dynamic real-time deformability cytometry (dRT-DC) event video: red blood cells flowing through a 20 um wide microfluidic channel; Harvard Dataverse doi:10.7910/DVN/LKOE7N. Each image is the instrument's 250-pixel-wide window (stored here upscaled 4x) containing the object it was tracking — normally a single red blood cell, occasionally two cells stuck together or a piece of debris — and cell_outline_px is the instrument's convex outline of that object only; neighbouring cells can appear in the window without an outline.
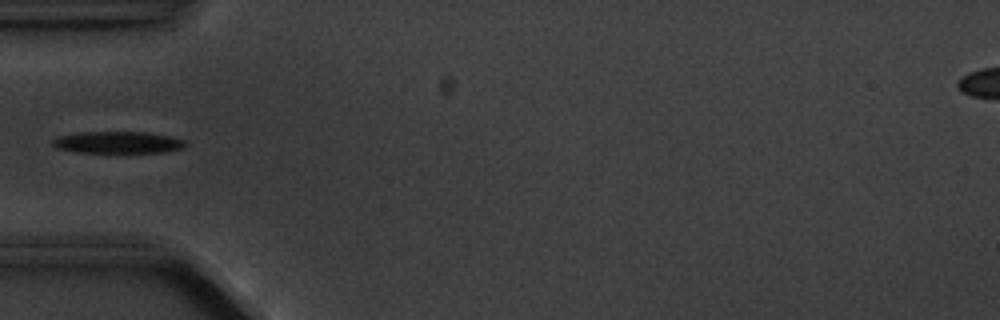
{"species": "common noctule bat (a hibernating species)", "species_latin": "Nyctalus noctula", "temperature_condition": "cold", "stored_images_in_passage": 4, "camera_frame_rate_fps": 3000, "um_per_image_px": 0.085, "animal": {"sex": "male", "body_mass_g": 20.1, "forearm_length_mm": 53.5}, "frame": {"image": 1, "passage_image": 4, "time_ms": 4.333, "image_size_px": [1000, 320], "cell_outline_px": [[188, 144], [184, 148], [164, 152], [76, 152], [56, 148], [52, 144], [52, 140], [60, 136], [76, 132], [148, 132], [168, 136], [184, 140]], "centroid_in_image_um": [10.02, 12.1], "position_along_channel_um": 75.0, "area_um2": 16.88}}